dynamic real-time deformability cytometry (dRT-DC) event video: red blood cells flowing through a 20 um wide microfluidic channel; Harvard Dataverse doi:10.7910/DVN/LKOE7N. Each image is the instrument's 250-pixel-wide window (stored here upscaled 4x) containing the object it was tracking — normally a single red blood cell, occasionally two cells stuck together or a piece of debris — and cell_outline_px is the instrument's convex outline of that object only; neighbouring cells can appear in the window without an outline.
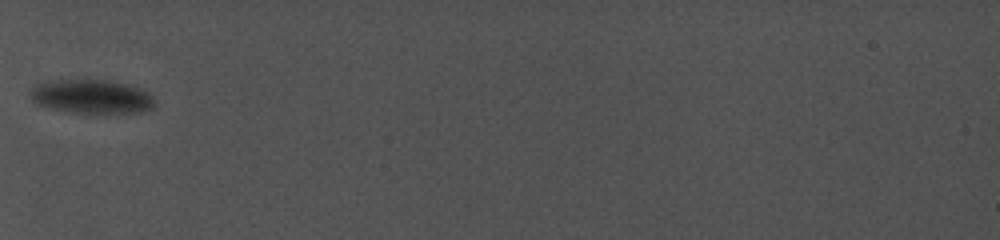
{"species": "common noctule bat (a hibernating species)", "species_latin": "Nyctalus noctula", "temperature_condition": "cold", "stored_images_in_passage": 20, "camera_frame_rate_fps": 5000, "um_per_image_px": 0.085, "animal": {"sex": "female", "body_mass_g": 19.0, "forearm_length_mm": 56.7}, "frame": {"image": 1, "passage_image": 1, "time_ms": 0.0, "image_size_px": [1000, 240], "cell_outline_px": [[156, 104], [152, 108], [124, 112], [72, 112], [40, 104], [32, 96], [32, 92], [36, 84], [52, 80], [108, 80], [128, 84], [148, 92], [152, 96]], "centroid_in_image_um": [7.84, 8.17], "position_along_channel_um": 77.2, "area_um2": 23.58}}
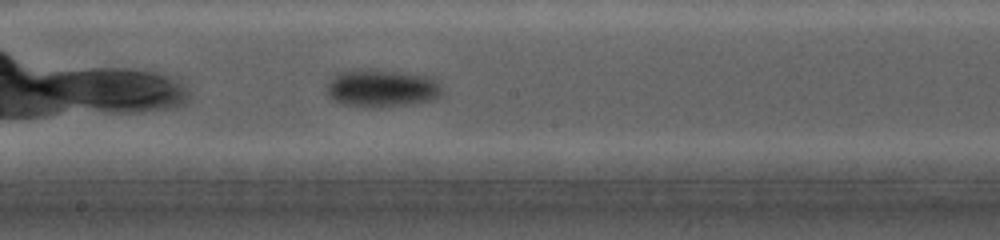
{"frame": {"image": 2, "passage_image": 6, "time_ms": 4.0, "image_size_px": [1000, 240], "cell_outline_px": [[440, 96], [432, 100], [420, 104], [368, 108], [344, 104], [336, 100], [328, 92], [328, 84], [332, 76], [340, 72], [368, 68], [400, 72], [428, 76], [440, 84]], "centroid_in_image_um": [32.48, 7.51], "position_along_channel_um": 215.7, "area_um2": 25.32}}